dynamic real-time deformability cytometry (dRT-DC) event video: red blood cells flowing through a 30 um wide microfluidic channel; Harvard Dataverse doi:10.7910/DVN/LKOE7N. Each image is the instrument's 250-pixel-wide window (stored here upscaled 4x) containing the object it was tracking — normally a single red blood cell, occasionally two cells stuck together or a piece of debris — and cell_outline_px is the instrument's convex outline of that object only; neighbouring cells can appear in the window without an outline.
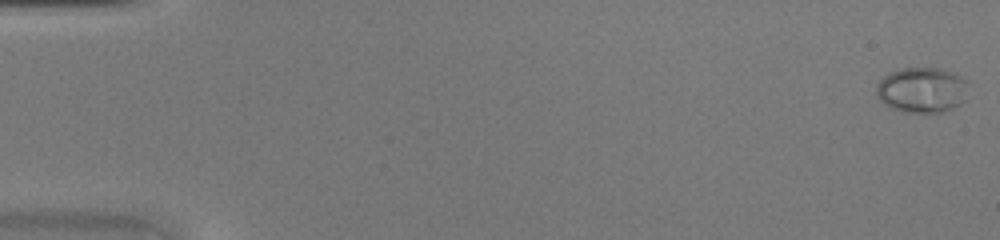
{"species": "common noctule bat (a hibernating species)", "species_latin": "Nyctalus noctula", "temperature_condition": "warm", "stored_images_in_passage": 46, "camera_frame_rate_fps": 3000, "um_per_image_px": 0.085, "animal": {"sex": "female", "body_mass_g": 20.0, "forearm_length_mm": 54.0}, "frame": {"image": 1, "passage_image": 1, "time_ms": 0.0, "image_size_px": [1000, 240], "cell_outline_px": [[968, 100], [944, 112], [904, 112], [892, 108], [884, 104], [876, 96], [876, 84], [888, 72], [900, 68], [944, 68], [956, 72], [968, 80]], "centroid_in_image_um": [78.42, 7.63], "position_along_channel_um": 6.6, "area_um2": 25.09}}
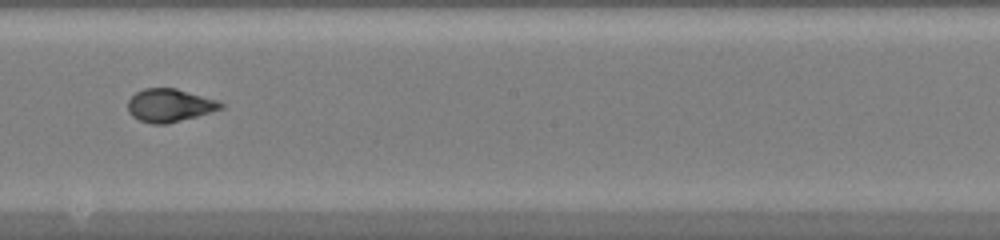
{"frame": {"image": 2, "passage_image": 27, "time_ms": 8.667, "image_size_px": [1000, 240], "cell_outline_px": [[224, 108], [168, 124], [152, 124], [140, 120], [132, 116], [128, 112], [128, 100], [136, 92], [144, 88], [176, 88], [220, 100], [224, 104]], "centroid_in_image_um": [14.43, 8.95], "position_along_channel_um": 233.8, "area_um2": 18.03}}
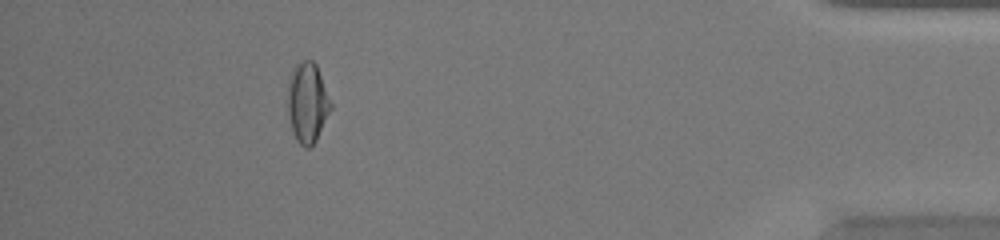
{"frame": {"image": 3, "passage_image": 42, "time_ms": 13.667, "image_size_px": [1000, 240], "cell_outline_px": [[332, 108], [316, 140], [308, 148], [304, 148], [296, 140], [292, 132], [288, 116], [288, 84], [292, 68], [296, 64], [304, 60], [312, 60], [316, 64], [332, 104]], "centroid_in_image_um": [26.12, 8.73], "position_along_channel_um": 409.1, "area_um2": 20.11}}